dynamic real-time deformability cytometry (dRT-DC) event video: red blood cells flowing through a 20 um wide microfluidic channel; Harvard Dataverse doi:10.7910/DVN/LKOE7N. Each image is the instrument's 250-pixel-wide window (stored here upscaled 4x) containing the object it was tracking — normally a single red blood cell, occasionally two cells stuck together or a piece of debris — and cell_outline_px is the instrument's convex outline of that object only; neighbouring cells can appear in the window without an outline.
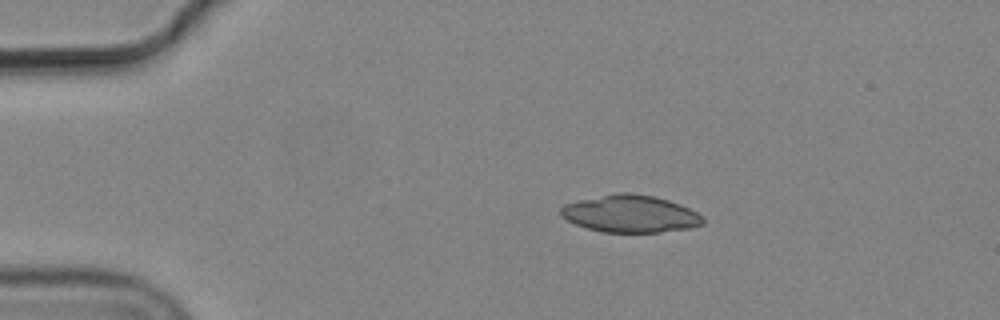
{"species": "common noctule bat (a hibernating species)", "species_latin": "Nyctalus noctula", "temperature_condition": "cold", "stored_images_in_passage": 45, "camera_frame_rate_fps": 3000, "um_per_image_px": 0.085, "animal": {"sex": "male", "body_mass_g": 19.2, "forearm_length_mm": 51.8}, "frame": {"image": 1, "passage_image": 1, "time_ms": 0.0, "image_size_px": [1000, 320], "cell_outline_px": [[704, 224], [692, 228], [660, 232], [604, 232], [588, 228], [576, 224], [560, 216], [560, 208], [564, 204], [580, 200], [616, 192], [632, 192], [656, 196], [680, 204], [704, 216]], "centroid_in_image_um": [53.61, 18.16], "position_along_channel_um": 31.4, "area_um2": 31.04}}